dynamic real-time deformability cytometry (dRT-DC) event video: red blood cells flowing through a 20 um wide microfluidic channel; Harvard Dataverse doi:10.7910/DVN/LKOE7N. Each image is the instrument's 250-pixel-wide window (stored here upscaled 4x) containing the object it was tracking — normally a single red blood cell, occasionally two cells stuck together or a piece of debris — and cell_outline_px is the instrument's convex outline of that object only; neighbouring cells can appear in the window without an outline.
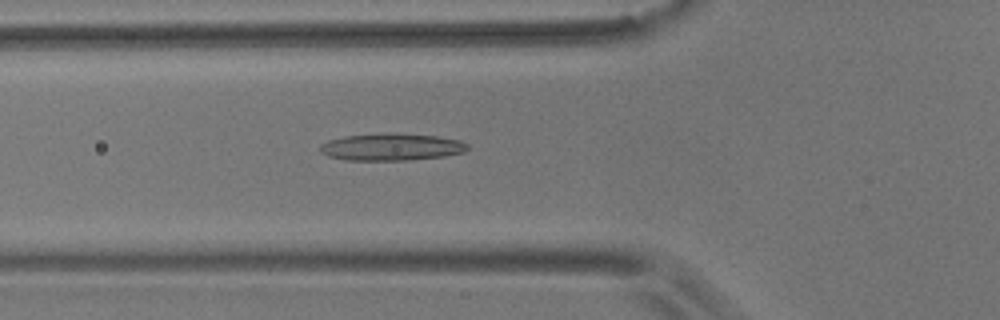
{"species": "common noctule bat (a hibernating species)", "species_latin": "Nyctalus noctula", "temperature_condition": "room temperature", "stored_images_in_passage": 54, "camera_frame_rate_fps": 3000, "um_per_image_px": 0.085, "animal": {"sex": "male", "body_mass_g": 17.9}, "frame": {"image": 1, "passage_image": 19, "time_ms": 6.0, "image_size_px": [1000, 320], "cell_outline_px": [[468, 148], [464, 152], [444, 156], [408, 160], [344, 160], [328, 156], [320, 152], [320, 144], [328, 140], [344, 136], [392, 132], [436, 136], [460, 140], [468, 144]], "centroid_in_image_um": [33.25, 12.49], "position_along_channel_um": 92.5, "area_um2": 23.47}}
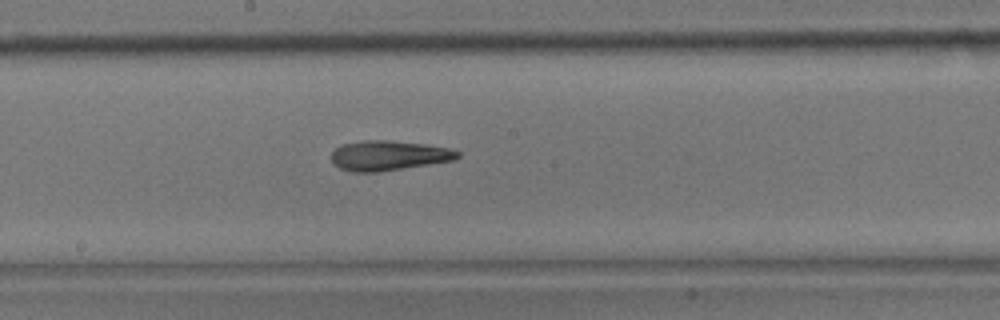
{"frame": {"image": 2, "passage_image": 29, "time_ms": 9.333, "image_size_px": [1000, 320], "cell_outline_px": [[460, 156], [456, 160], [380, 172], [352, 172], [340, 168], [332, 160], [332, 152], [340, 144], [364, 140], [388, 140], [424, 144], [452, 148], [460, 152]], "centroid_in_image_um": [33.07, 13.22], "position_along_channel_um": 215.1, "area_um2": 22.14}}
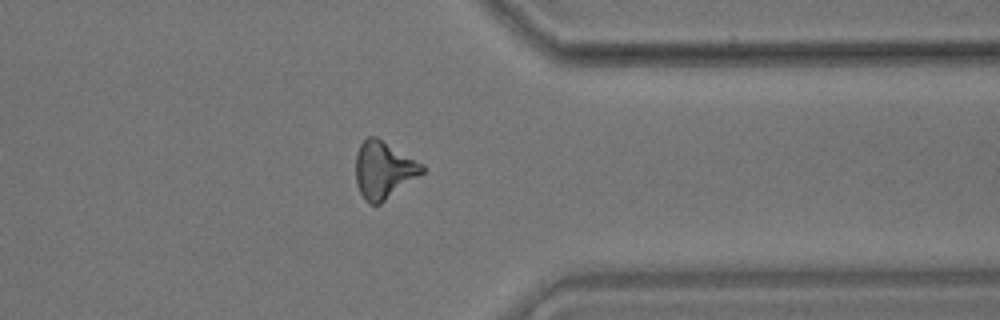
{"frame": {"image": 3, "passage_image": 43, "time_ms": 14.0, "image_size_px": [1000, 320], "cell_outline_px": [[424, 172], [380, 204], [368, 204], [360, 192], [356, 184], [356, 152], [360, 144], [368, 136], [376, 136], [424, 164]], "centroid_in_image_um": [32.6, 14.43], "position_along_channel_um": 378.8, "area_um2": 22.08}, "authors_computed_cell_mechanics": {"area_um2": 21.7039, "velocity_mm_per_s": 3.6606, "shape_relaxation_time_tau1_ms": null, "shape_relaxation_time_tau2_ms": 4.3518, "deformation_change_tau1": null, "deformation_change_tau2": 0.1697}}